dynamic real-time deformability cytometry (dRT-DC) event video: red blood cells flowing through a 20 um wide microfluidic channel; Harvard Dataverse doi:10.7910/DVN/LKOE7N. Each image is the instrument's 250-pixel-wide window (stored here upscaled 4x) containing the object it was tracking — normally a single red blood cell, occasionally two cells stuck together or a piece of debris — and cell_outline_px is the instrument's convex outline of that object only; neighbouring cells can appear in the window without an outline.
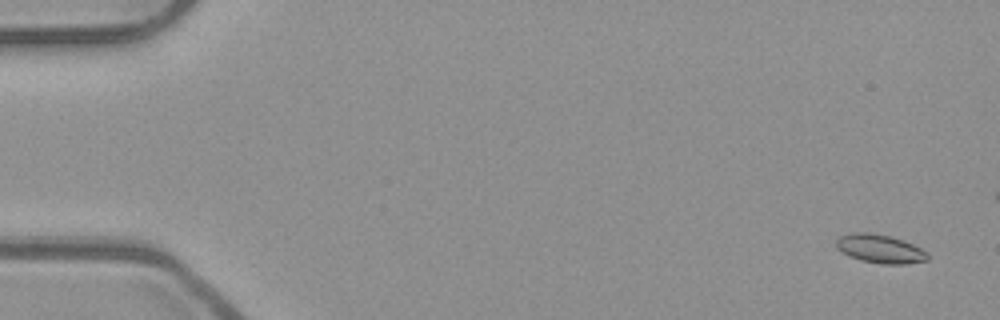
{"species": "common noctule bat (a hibernating species)", "species_latin": "Nyctalus noctula", "temperature_condition": "room temperature", "stored_images_in_passage": 55, "camera_frame_rate_fps": 3000, "um_per_image_px": 0.085, "animal": {"sex": "male", "body_mass_g": 23.1, "forearm_length_mm": 52.7}, "frame": {"image": 1, "passage_image": 3, "time_ms": 0.667, "image_size_px": [1000, 320], "cell_outline_px": [[928, 260], [904, 264], [880, 264], [860, 260], [848, 256], [836, 248], [836, 240], [840, 236], [852, 232], [868, 232], [892, 236], [904, 240], [928, 252]], "centroid_in_image_um": [74.79, 21.14], "position_along_channel_um": 10.2, "area_um2": 15.43}}
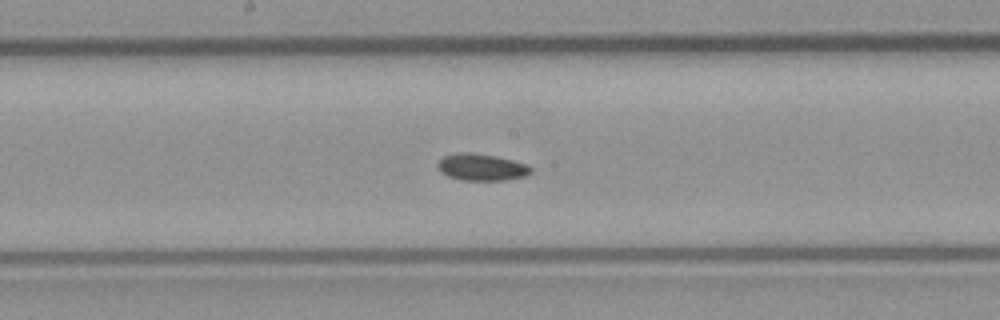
{"frame": {"image": 2, "passage_image": 29, "time_ms": 9.333, "image_size_px": [1000, 320], "cell_outline_px": [[532, 172], [524, 176], [504, 180], [460, 180], [448, 176], [440, 172], [436, 164], [444, 156], [460, 152], [468, 152], [496, 156], [528, 164], [532, 168]], "centroid_in_image_um": [40.92, 14.21], "position_along_channel_um": 207.3, "area_um2": 14.57}}
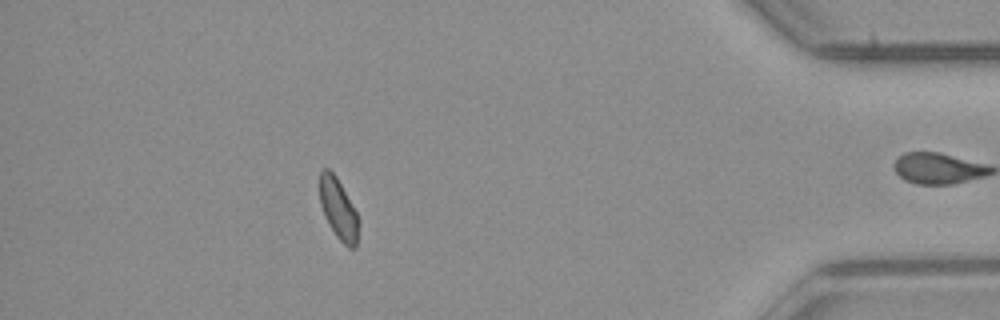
{"frame": {"image": 3, "passage_image": 48, "time_ms": 15.667, "image_size_px": [1000, 320], "cell_outline_px": [[356, 248], [348, 248], [336, 236], [328, 224], [324, 216], [320, 204], [320, 168], [328, 168], [336, 176], [356, 212]], "centroid_in_image_um": [28.7, 17.73], "position_along_channel_um": 406.5, "area_um2": 13.35}, "authors_computed_cell_mechanics": {"area_um2": 14.5078, "velocity_mm_per_s": 3.9488, "shape_relaxation_time_tau1_ms": 9.2101, "shape_relaxation_time_tau2_ms": null, "deformation_change_tau1": 0.1096, "deformation_change_tau2": null}}